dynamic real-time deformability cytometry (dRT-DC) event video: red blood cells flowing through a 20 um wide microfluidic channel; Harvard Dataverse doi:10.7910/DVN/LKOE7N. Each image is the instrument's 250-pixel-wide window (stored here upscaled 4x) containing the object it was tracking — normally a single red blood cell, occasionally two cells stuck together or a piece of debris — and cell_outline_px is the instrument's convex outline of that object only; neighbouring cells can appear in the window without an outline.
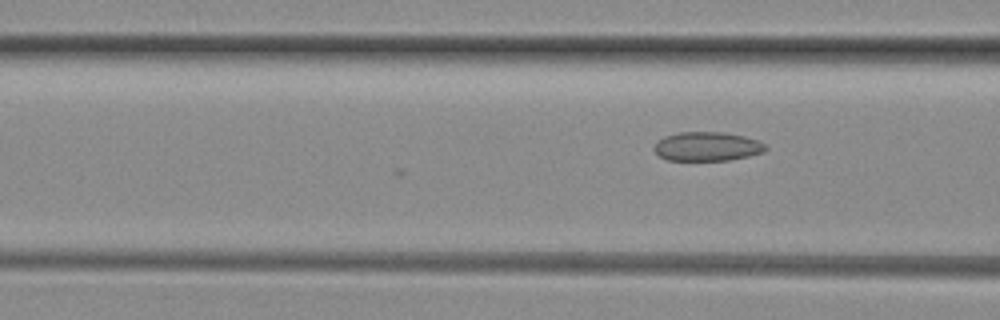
{"species": "common noctule bat (a hibernating species)", "species_latin": "Nyctalus noctula", "temperature_condition": "room temperature", "stored_images_in_passage": 3, "camera_frame_rate_fps": 3000, "um_per_image_px": 0.085, "animal": {"sex": "female", "body_mass_g": 29.2, "forearm_length_mm": 56.3}, "frame": {"image": 1, "passage_image": 3, "time_ms": 0.667, "image_size_px": [1000, 320], "cell_outline_px": [[768, 148], [764, 152], [748, 156], [728, 160], [668, 160], [660, 156], [652, 148], [656, 140], [664, 136], [680, 132], [724, 132], [744, 136], [760, 140]], "centroid_in_image_um": [60.1, 12.44], "position_along_channel_um": 106.5, "area_um2": 19.02}}